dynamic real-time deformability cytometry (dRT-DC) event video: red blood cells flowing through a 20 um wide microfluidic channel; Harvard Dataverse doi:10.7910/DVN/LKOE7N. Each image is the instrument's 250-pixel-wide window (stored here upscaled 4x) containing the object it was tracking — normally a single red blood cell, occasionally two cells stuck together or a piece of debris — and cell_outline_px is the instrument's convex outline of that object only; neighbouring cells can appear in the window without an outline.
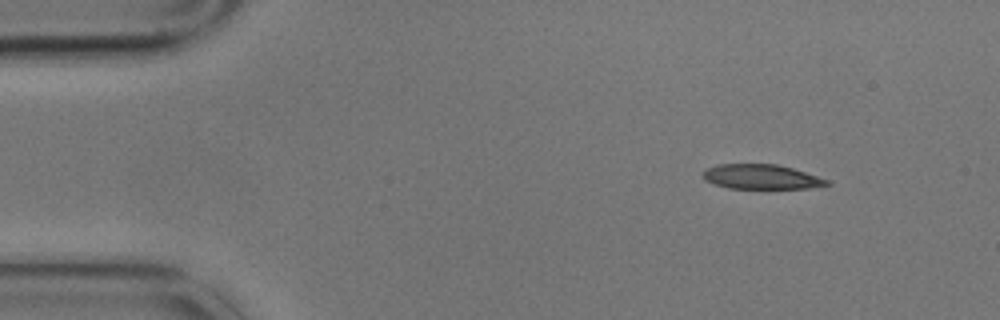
{"species": "common noctule bat (a hibernating species)", "species_latin": "Nyctalus noctula", "temperature_condition": "cold", "stored_images_in_passage": 5, "camera_frame_rate_fps": 3000, "um_per_image_px": 0.085, "animal": {"sex": "male", "body_mass_g": 17.9}, "frame": {"image": 1, "passage_image": 1, "time_ms": 0.0, "image_size_px": [1000, 320], "cell_outline_px": [[832, 184], [808, 188], [728, 188], [704, 180], [700, 172], [708, 168], [720, 164], [776, 164], [792, 168], [828, 180]], "centroid_in_image_um": [64.67, 15.02], "position_along_channel_um": 20.3, "area_um2": 17.63}}
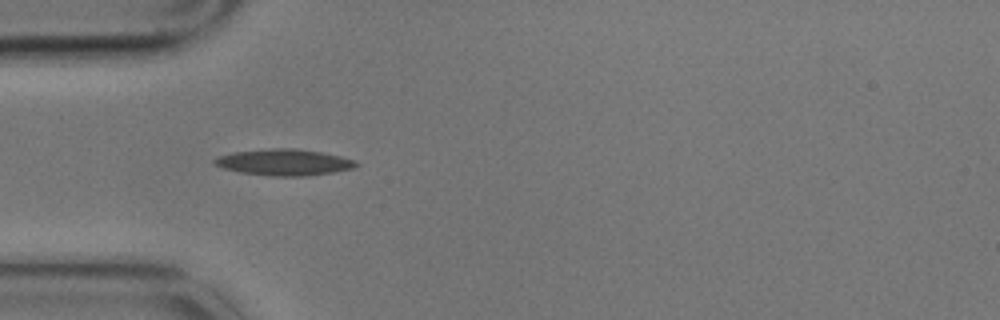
{"frame": {"image": 2, "passage_image": 4, "time_ms": 1.0, "image_size_px": [1000, 320], "cell_outline_px": [[360, 164], [352, 168], [332, 172], [308, 176], [272, 176], [240, 172], [224, 168], [212, 164], [212, 160], [216, 156], [232, 152], [272, 148], [296, 148], [320, 152], [340, 156], [352, 160]], "centroid_in_image_um": [24.08, 13.79], "position_along_channel_um": 60.9, "area_um2": 21.68}}